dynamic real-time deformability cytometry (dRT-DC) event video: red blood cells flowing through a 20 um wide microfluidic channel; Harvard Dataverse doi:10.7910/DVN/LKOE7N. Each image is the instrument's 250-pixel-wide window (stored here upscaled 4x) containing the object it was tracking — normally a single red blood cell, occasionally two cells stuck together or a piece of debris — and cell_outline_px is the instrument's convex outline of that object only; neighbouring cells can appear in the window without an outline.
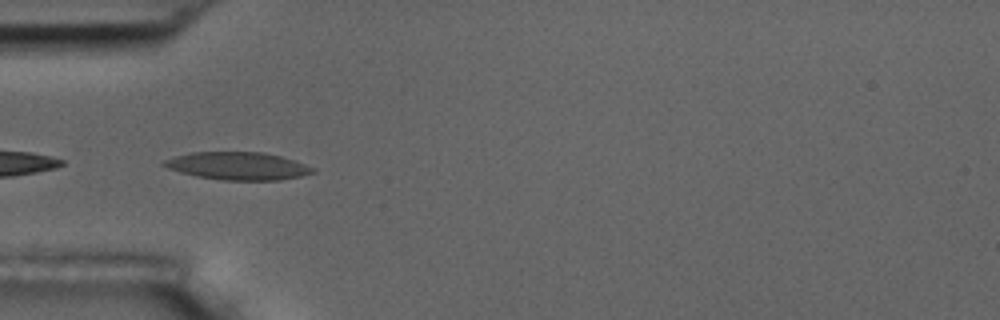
{"species": "common noctule bat (a hibernating species)", "species_latin": "Nyctalus noctula", "temperature_condition": "room temperature", "stored_images_in_passage": 7, "camera_frame_rate_fps": 3000, "um_per_image_px": 0.085, "animal": {"sex": "male", "body_mass_g": 17.5, "forearm_length_mm": 52.3}, "frame": {"image": 1, "passage_image": 3, "time_ms": 2.333, "image_size_px": [1000, 320], "cell_outline_px": [[316, 172], [300, 176], [280, 180], [220, 180], [196, 176], [180, 172], [168, 168], [160, 164], [164, 160], [176, 156], [192, 152], [264, 152], [280, 156], [316, 168]], "centroid_in_image_um": [20.21, 14.11], "position_along_channel_um": 64.8, "area_um2": 23.99}}
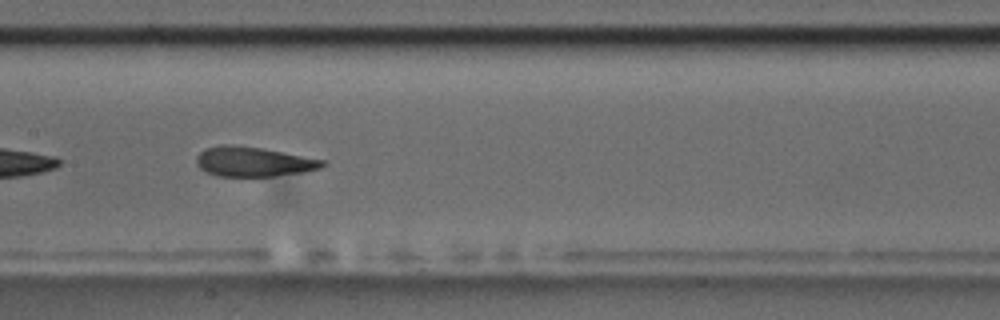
{"frame": {"image": 2, "passage_image": 6, "time_ms": 5.667, "image_size_px": [1000, 320], "cell_outline_px": [[328, 164], [320, 168], [300, 172], [272, 176], [216, 176], [204, 172], [196, 164], [196, 156], [204, 148], [220, 144], [228, 144], [264, 148], [324, 160]], "centroid_in_image_um": [21.48, 13.73], "position_along_channel_um": 185.9, "area_um2": 21.96}}
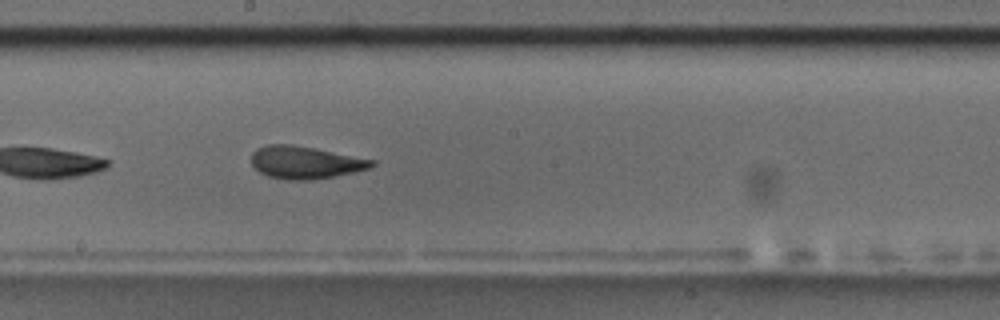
{"frame": {"image": 3, "passage_image": 7, "time_ms": 6.667, "image_size_px": [1000, 320], "cell_outline_px": [[376, 164], [372, 168], [312, 180], [288, 180], [268, 176], [260, 172], [252, 164], [252, 152], [256, 148], [268, 144], [288, 144], [312, 148], [376, 160]], "centroid_in_image_um": [25.94, 13.81], "position_along_channel_um": 222.3, "area_um2": 22.6}}